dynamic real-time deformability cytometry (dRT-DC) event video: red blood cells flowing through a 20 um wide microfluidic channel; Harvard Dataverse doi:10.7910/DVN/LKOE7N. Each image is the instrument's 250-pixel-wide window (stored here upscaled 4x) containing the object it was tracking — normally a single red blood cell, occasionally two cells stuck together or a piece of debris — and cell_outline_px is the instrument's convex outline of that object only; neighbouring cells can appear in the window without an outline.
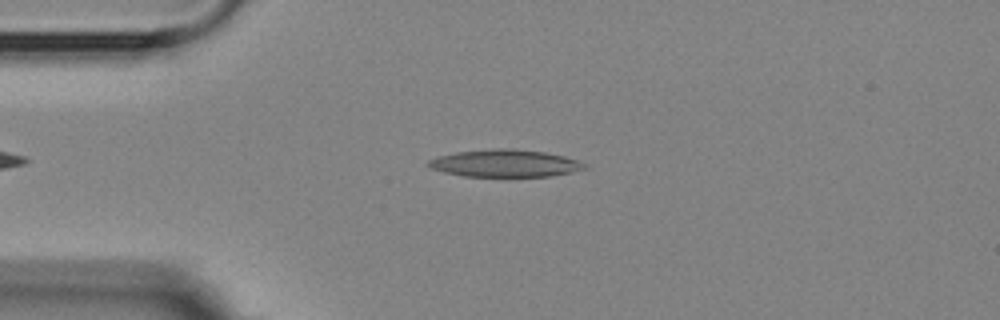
{"species": "Egyptian fruit bat (a non-hibernating species)", "species_latin": "Rousettus aegyptiacus", "temperature_condition": "room temperature", "stored_images_in_passage": 7, "camera_frame_rate_fps": 3000, "um_per_image_px": 0.085, "animal": {"sex": "female"}, "frame": {"image": 1, "passage_image": 1, "time_ms": 0.0, "image_size_px": [1000, 320], "cell_outline_px": [[588, 168], [572, 172], [552, 176], [464, 176], [444, 172], [432, 168], [424, 164], [428, 160], [440, 156], [456, 152], [496, 148], [512, 148], [544, 152], [564, 156], [588, 164]], "centroid_in_image_um": [42.95, 13.88], "position_along_channel_um": 42.1, "area_um2": 24.85}}
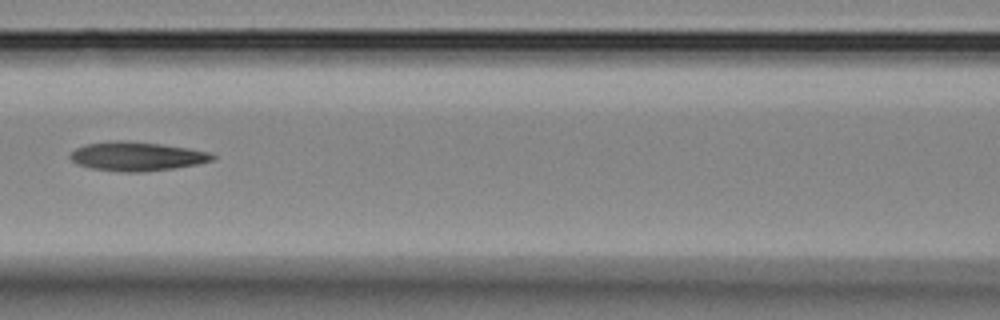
{"frame": {"image": 2, "passage_image": 4, "time_ms": 3.667, "image_size_px": [1000, 320], "cell_outline_px": [[216, 156], [212, 160], [196, 164], [172, 168], [140, 172], [124, 172], [92, 168], [76, 164], [68, 156], [76, 148], [84, 144], [112, 140], [124, 140], [160, 144], [188, 148], [208, 152]], "centroid_in_image_um": [11.57, 13.28], "position_along_channel_um": 155.0, "area_um2": 23.87}}
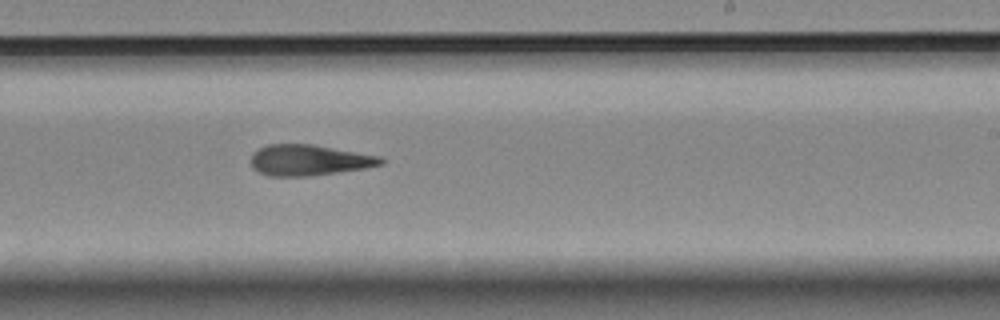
{"frame": {"image": 3, "passage_image": 7, "time_ms": 6.667, "image_size_px": [1000, 320], "cell_outline_px": [[384, 164], [364, 168], [308, 176], [268, 176], [252, 168], [252, 152], [268, 144], [312, 144], [380, 156], [384, 160]], "centroid_in_image_um": [26.25, 13.61], "position_along_channel_um": 262.7, "area_um2": 23.18}}